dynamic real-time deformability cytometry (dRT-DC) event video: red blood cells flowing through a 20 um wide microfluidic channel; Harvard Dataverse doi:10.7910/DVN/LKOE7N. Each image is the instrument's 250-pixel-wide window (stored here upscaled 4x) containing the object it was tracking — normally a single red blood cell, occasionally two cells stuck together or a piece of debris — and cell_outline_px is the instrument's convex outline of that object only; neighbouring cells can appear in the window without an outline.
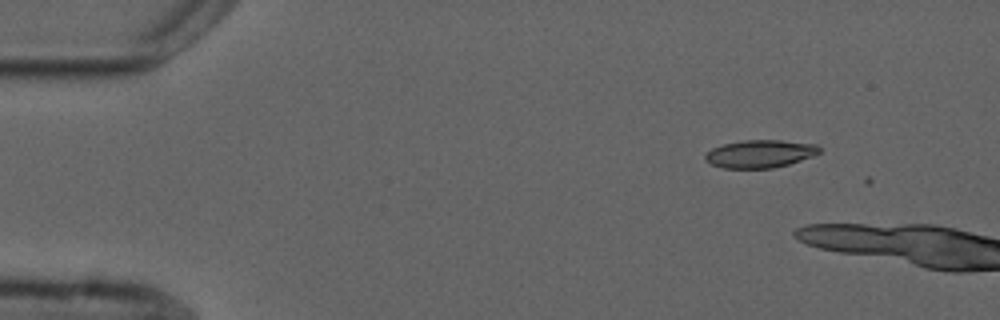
{"species": "common noctule bat (a hibernating species)", "species_latin": "Nyctalus noctula", "temperature_condition": "cold", "stored_images_in_passage": 5, "camera_frame_rate_fps": 3000, "um_per_image_px": 0.085, "animal": {"sex": "male", "forearm_length_mm": 52.5}, "frame": {"image": 1, "passage_image": 3, "time_ms": 0.667, "image_size_px": [1000, 320], "cell_outline_px": [[820, 152], [812, 156], [788, 164], [772, 168], [724, 168], [712, 164], [704, 160], [704, 156], [712, 148], [724, 144], [744, 140], [780, 140], [816, 144], [820, 148]], "centroid_in_image_um": [64.59, 13.07], "position_along_channel_um": 20.4, "area_um2": 18.32}}